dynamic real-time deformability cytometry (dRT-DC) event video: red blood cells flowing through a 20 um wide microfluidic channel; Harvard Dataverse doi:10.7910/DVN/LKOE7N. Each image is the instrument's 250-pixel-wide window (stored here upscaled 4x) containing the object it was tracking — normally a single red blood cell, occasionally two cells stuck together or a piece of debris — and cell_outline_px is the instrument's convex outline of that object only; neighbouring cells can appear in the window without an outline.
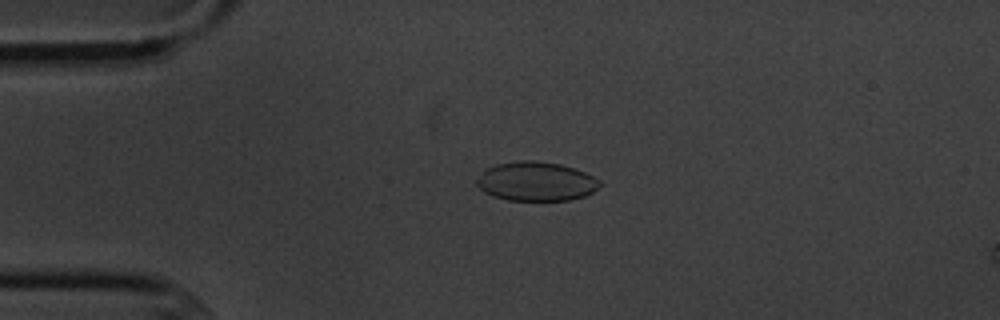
{"species": "common noctule bat (a hibernating species)", "species_latin": "Nyctalus noctula", "temperature_condition": "cold", "stored_images_in_passage": 5, "camera_frame_rate_fps": 3000, "um_per_image_px": 0.085, "animal": {"sex": "male", "body_mass_g": 20.1, "forearm_length_mm": 53.5}, "frame": {"image": 1, "passage_image": 3, "time_ms": 2.333, "image_size_px": [1000, 320], "cell_outline_px": [[600, 184], [592, 192], [584, 196], [568, 200], [508, 200], [484, 192], [476, 184], [476, 180], [484, 168], [496, 164], [520, 160], [536, 160], [560, 164], [584, 172], [600, 180]], "centroid_in_image_um": [45.53, 15.4], "position_along_channel_um": 39.5, "area_um2": 27.92}}